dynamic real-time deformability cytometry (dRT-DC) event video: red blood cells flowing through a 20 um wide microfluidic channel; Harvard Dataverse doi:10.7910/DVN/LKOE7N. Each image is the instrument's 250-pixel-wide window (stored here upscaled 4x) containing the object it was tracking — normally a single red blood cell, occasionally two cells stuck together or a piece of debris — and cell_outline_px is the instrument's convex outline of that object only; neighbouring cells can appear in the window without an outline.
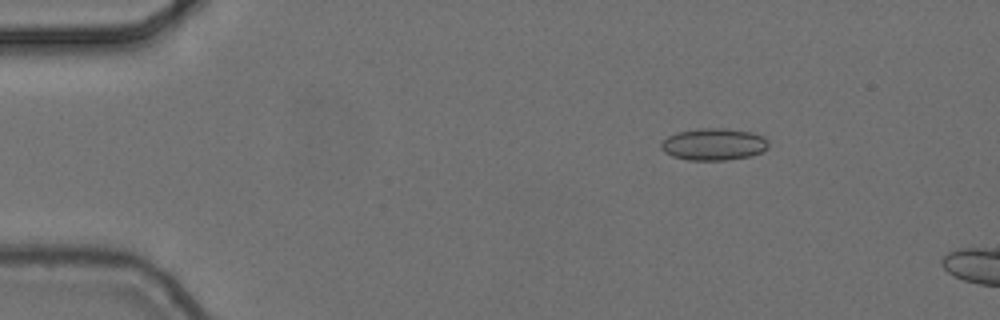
{"species": "common noctule bat (a hibernating species)", "species_latin": "Nyctalus noctula", "temperature_condition": "cold", "stored_images_in_passage": 4, "camera_frame_rate_fps": 3000, "um_per_image_px": 0.085, "animal": {"sex": "female", "body_mass_g": 24.6, "forearm_length_mm": 56.2}, "frame": {"image": 1, "passage_image": 2, "time_ms": 0.333, "image_size_px": [1000, 320], "cell_outline_px": [[768, 148], [760, 152], [748, 156], [724, 160], [688, 160], [672, 156], [664, 152], [660, 148], [660, 144], [668, 136], [676, 132], [700, 128], [724, 128], [752, 132], [764, 136], [768, 140]], "centroid_in_image_um": [60.65, 12.25], "position_along_channel_um": 24.3, "area_um2": 20.06}}